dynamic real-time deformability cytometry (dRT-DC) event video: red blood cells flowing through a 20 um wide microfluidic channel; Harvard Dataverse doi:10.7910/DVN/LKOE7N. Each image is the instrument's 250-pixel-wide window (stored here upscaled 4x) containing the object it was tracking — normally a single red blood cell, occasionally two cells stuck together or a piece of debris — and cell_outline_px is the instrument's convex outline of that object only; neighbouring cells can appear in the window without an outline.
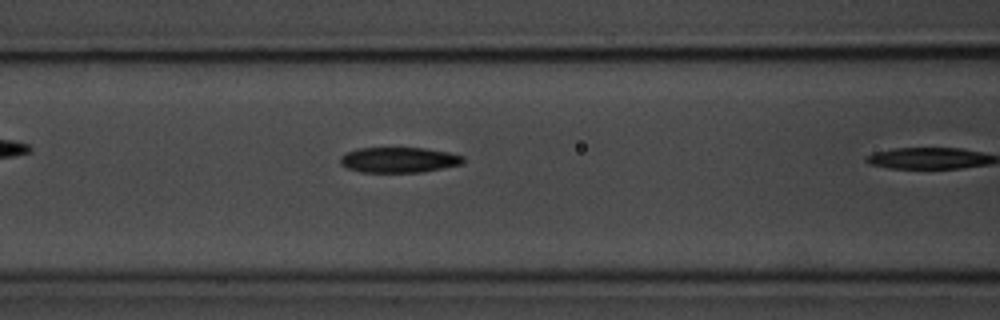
{"species": "common noctule bat (a hibernating species)", "species_latin": "Nyctalus noctula", "temperature_condition": "room temperature", "stored_images_in_passage": 10, "camera_frame_rate_fps": 3000, "um_per_image_px": 0.085, "animal": {"sex": "male", "body_mass_g": 20.1, "forearm_length_mm": 53.5}, "frame": {"image": 1, "passage_image": 9, "time_ms": 2.667, "image_size_px": [1000, 320], "cell_outline_px": [[464, 164], [424, 172], [360, 172], [344, 168], [340, 164], [340, 156], [348, 152], [360, 148], [424, 148], [448, 152], [464, 156]], "centroid_in_image_um": [33.91, 13.6], "position_along_channel_um": 132.7, "area_um2": 18.38}}